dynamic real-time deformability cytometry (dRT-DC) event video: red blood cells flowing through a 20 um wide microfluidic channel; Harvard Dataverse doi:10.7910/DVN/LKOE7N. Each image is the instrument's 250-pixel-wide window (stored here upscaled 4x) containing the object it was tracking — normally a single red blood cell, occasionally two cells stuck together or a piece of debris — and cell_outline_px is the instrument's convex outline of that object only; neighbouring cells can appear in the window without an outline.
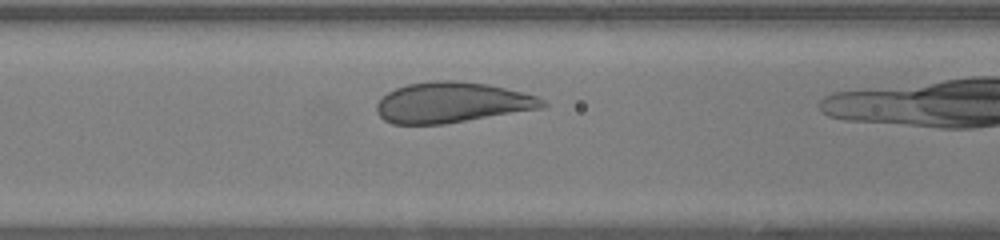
{"species": "human", "species_latin": "Homo sapiens", "temperature_condition": "warm", "stored_images_in_passage": 26, "camera_frame_rate_fps": 3000, "um_per_image_px": 0.085, "donor": {"sex": "female"}, "frame": {"image": 1, "passage_image": 7, "time_ms": 2.0, "image_size_px": [1000, 240], "cell_outline_px": [[548, 104], [544, 108], [444, 124], [392, 124], [384, 120], [376, 112], [376, 104], [388, 92], [396, 88], [408, 84], [432, 80], [452, 80], [488, 84], [524, 92], [536, 96], [544, 100]], "centroid_in_image_um": [38.43, 8.71], "position_along_channel_um": 128.2, "area_um2": 39.3}}
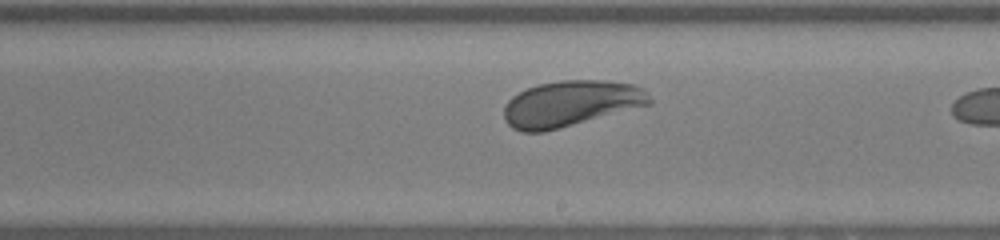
{"frame": {"image": 2, "passage_image": 15, "time_ms": 4.667, "image_size_px": [1000, 240], "cell_outline_px": [[652, 104], [560, 128], [544, 132], [520, 132], [512, 128], [504, 120], [504, 108], [508, 100], [512, 96], [536, 84], [560, 80], [604, 80], [636, 84], [644, 88], [652, 100]], "centroid_in_image_um": [48.52, 8.8], "position_along_channel_um": 240.5, "area_um2": 39.25}}
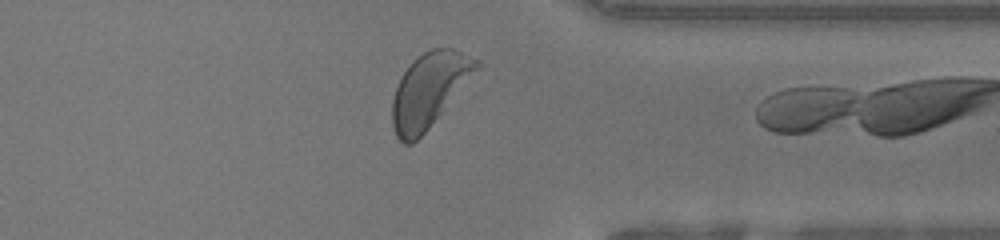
{"frame": {"image": 3, "passage_image": 25, "time_ms": 8.0, "image_size_px": [1000, 240], "cell_outline_px": [[484, 64], [428, 128], [412, 144], [404, 144], [396, 136], [392, 124], [392, 100], [396, 88], [404, 72], [424, 52], [432, 48], [452, 48], [480, 60]], "centroid_in_image_um": [36.51, 7.65], "position_along_channel_um": 374.9, "area_um2": 35.89}}